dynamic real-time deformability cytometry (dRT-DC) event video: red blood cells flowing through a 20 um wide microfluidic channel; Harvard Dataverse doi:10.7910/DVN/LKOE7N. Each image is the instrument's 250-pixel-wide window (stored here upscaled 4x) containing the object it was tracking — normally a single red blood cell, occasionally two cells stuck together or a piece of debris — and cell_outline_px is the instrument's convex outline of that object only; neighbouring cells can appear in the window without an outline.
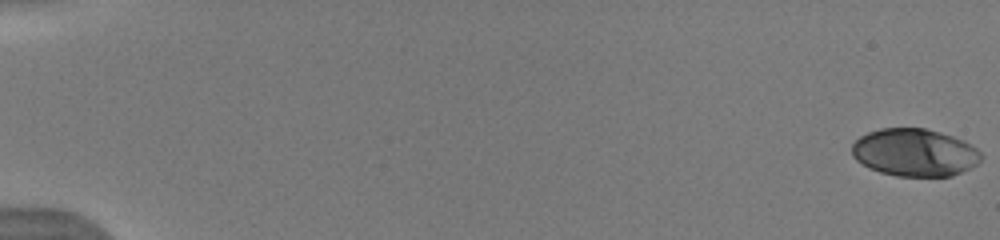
{"species": "human", "species_latin": "Homo sapiens", "temperature_condition": "warm", "stored_images_in_passage": 12, "camera_frame_rate_fps": 3000, "um_per_image_px": 0.085, "donor": {"sex": "male"}, "frame": {"image": 1, "passage_image": 1, "time_ms": 0.0, "image_size_px": [1000, 240], "cell_outline_px": [[984, 156], [976, 164], [952, 176], [896, 176], [880, 172], [868, 168], [856, 160], [852, 156], [852, 144], [860, 136], [868, 132], [880, 128], [924, 128], [940, 132], [952, 136], [976, 148]], "centroid_in_image_um": [77.7, 12.96], "position_along_channel_um": 7.3, "area_um2": 35.72}}
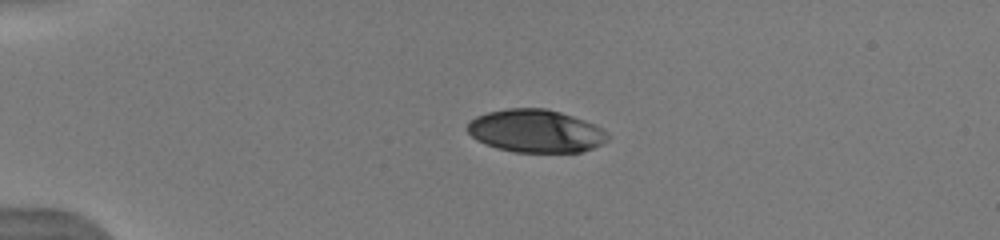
{"frame": {"image": 2, "passage_image": 6, "time_ms": 4.333, "image_size_px": [1000, 240], "cell_outline_px": [[608, 140], [592, 148], [580, 152], [512, 152], [496, 148], [484, 144], [476, 140], [464, 128], [468, 120], [476, 116], [488, 112], [508, 108], [548, 108], [584, 120], [608, 132]], "centroid_in_image_um": [45.47, 11.14], "position_along_channel_um": 39.5, "area_um2": 35.26}}
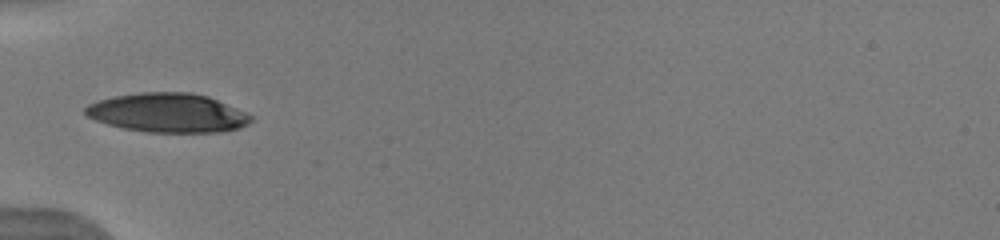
{"frame": {"image": 3, "passage_image": 10, "time_ms": 6.333, "image_size_px": [1000, 240], "cell_outline_px": [[252, 120], [248, 124], [240, 128], [220, 132], [144, 132], [124, 128], [108, 124], [96, 120], [88, 116], [84, 112], [84, 108], [88, 104], [96, 100], [116, 96], [140, 92], [192, 92], [208, 96], [248, 112], [252, 116]], "centroid_in_image_um": [14.29, 9.58], "position_along_channel_um": 70.7, "area_um2": 37.92}}